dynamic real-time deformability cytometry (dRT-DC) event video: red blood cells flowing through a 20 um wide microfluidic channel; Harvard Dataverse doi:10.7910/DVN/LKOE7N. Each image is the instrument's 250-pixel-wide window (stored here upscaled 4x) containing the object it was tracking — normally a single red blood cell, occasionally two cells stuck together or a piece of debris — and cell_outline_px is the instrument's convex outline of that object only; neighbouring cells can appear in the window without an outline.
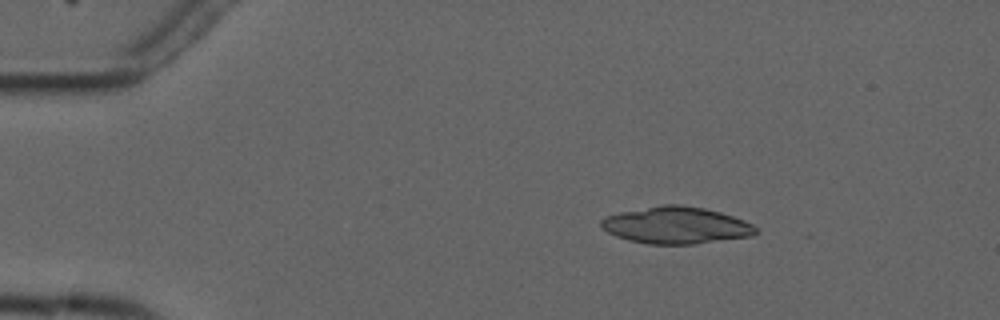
{"species": "common noctule bat (a hibernating species)", "species_latin": "Nyctalus noctula", "temperature_condition": "cold", "stored_images_in_passage": 4, "camera_frame_rate_fps": 3000, "um_per_image_px": 0.085, "animal": {"sex": "male", "forearm_length_mm": 52.5}, "frame": {"image": 1, "passage_image": 2, "time_ms": 1.333, "image_size_px": [1000, 320], "cell_outline_px": [[756, 232], [752, 236], [696, 244], [648, 244], [628, 240], [616, 236], [608, 232], [600, 224], [600, 220], [604, 216], [620, 212], [660, 204], [680, 204], [704, 208], [720, 212], [744, 220], [752, 224], [756, 228]], "centroid_in_image_um": [57.45, 19.14], "position_along_channel_um": 27.5, "area_um2": 33.35}}